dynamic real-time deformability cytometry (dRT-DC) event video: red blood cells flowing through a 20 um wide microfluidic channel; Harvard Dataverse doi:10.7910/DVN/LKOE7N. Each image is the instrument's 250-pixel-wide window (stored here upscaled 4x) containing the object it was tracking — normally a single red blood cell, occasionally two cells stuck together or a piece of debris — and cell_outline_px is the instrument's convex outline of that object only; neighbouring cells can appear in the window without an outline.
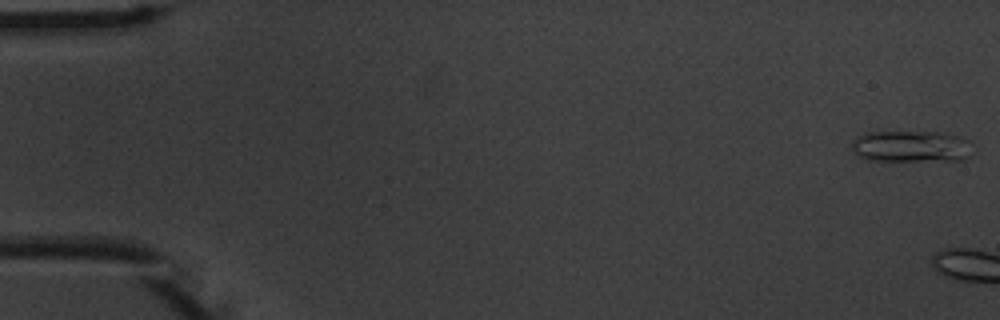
{"species": "common noctule bat (a hibernating species)", "species_latin": "Nyctalus noctula", "temperature_condition": "warm", "stored_images_in_passage": 7, "camera_frame_rate_fps": 3000, "um_per_image_px": 0.085, "animal": {"sex": "male", "body_mass_g": 20.1, "forearm_length_mm": 53.5}, "frame": {"image": 1, "passage_image": 1, "time_ms": 0.0, "image_size_px": [1000, 320], "cell_outline_px": [[968, 156], [964, 160], [864, 160], [852, 148], [852, 140], [856, 136], [868, 132], [944, 132], [960, 136], [968, 140]], "centroid_in_image_um": [77.4, 12.43], "position_along_channel_um": 7.6, "area_um2": 21.96}}
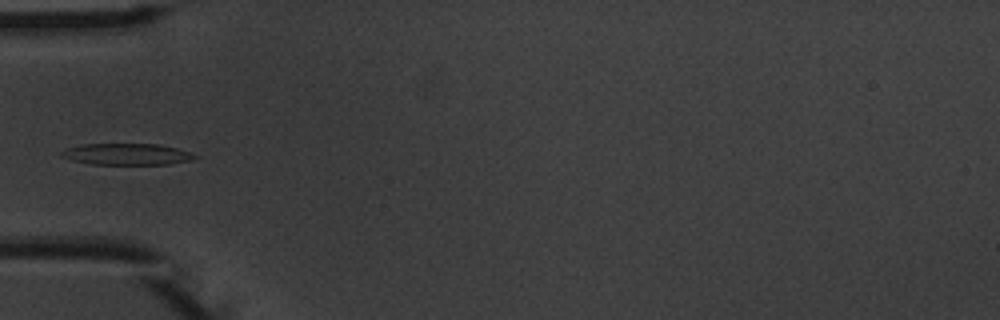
{"frame": {"image": 2, "passage_image": 6, "time_ms": 7.0, "image_size_px": [1000, 320], "cell_outline_px": [[196, 156], [192, 160], [168, 164], [92, 164], [72, 160], [60, 156], [60, 152], [68, 148], [84, 144], [160, 144], [176, 148], [188, 152]], "centroid_in_image_um": [10.75, 13.1], "position_along_channel_um": 74.2, "area_um2": 16.42}}
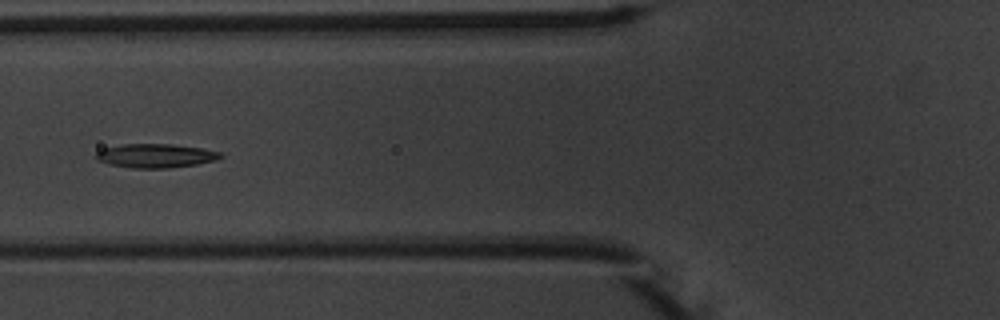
{"frame": {"image": 3, "passage_image": 7, "time_ms": 8.0, "image_size_px": [1000, 320], "cell_outline_px": [[224, 156], [216, 160], [196, 164], [168, 168], [132, 168], [108, 164], [96, 160], [96, 152], [104, 148], [120, 144], [172, 144], [200, 148], [224, 152]], "centroid_in_image_um": [13.23, 13.23], "position_along_channel_um": 112.6, "area_um2": 17.46}}